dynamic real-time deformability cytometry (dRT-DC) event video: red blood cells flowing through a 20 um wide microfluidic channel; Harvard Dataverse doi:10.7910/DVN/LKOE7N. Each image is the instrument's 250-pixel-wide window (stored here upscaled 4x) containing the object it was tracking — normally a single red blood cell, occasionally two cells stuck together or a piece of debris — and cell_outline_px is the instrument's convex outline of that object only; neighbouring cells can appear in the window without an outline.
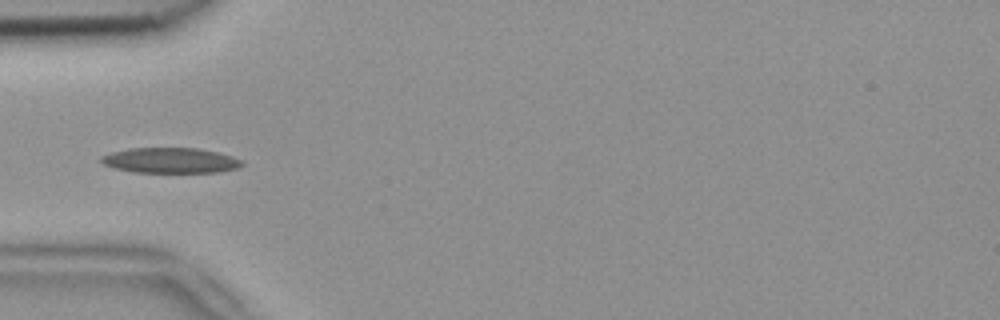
{"species": "common noctule bat (a hibernating species)", "species_latin": "Nyctalus noctula", "temperature_condition": "room temperature", "stored_images_in_passage": 4, "camera_frame_rate_fps": 3000, "um_per_image_px": 0.085, "animal": {"sex": "female", "body_mass_g": 18.4}, "frame": {"image": 1, "passage_image": 4, "time_ms": 1.0, "image_size_px": [1000, 320], "cell_outline_px": [[244, 164], [236, 168], [216, 172], [132, 172], [112, 168], [104, 164], [100, 160], [100, 156], [112, 152], [128, 148], [196, 148], [216, 152], [232, 156], [244, 160]], "centroid_in_image_um": [14.46, 13.63], "position_along_channel_um": 70.5, "area_um2": 20.81}}